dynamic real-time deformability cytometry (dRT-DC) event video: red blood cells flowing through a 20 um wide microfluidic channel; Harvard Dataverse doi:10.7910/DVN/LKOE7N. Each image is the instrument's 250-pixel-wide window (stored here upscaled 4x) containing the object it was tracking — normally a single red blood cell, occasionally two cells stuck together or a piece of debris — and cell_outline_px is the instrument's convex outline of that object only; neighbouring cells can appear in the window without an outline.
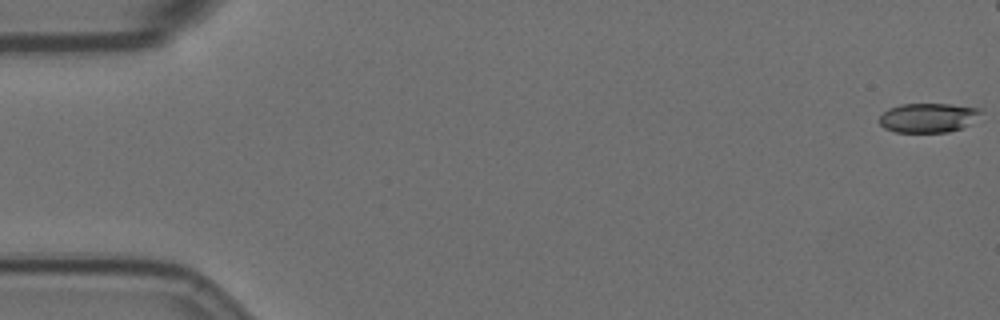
{"species": "Egyptian fruit bat (a non-hibernating species)", "species_latin": "Rousettus aegyptiacus", "temperature_condition": "room temperature", "stored_images_in_passage": 16, "camera_frame_rate_fps": 3000, "um_per_image_px": 0.085, "animal": {"sex": "female"}, "frame": {"image": 1, "passage_image": 1, "time_ms": 0.0, "image_size_px": [1000, 320], "cell_outline_px": [[980, 112], [960, 128], [948, 132], [896, 132], [884, 128], [880, 124], [880, 116], [888, 108], [900, 104], [948, 104], [980, 108]], "centroid_in_image_um": [78.79, 10.0], "position_along_channel_um": 6.2, "area_um2": 16.88}}